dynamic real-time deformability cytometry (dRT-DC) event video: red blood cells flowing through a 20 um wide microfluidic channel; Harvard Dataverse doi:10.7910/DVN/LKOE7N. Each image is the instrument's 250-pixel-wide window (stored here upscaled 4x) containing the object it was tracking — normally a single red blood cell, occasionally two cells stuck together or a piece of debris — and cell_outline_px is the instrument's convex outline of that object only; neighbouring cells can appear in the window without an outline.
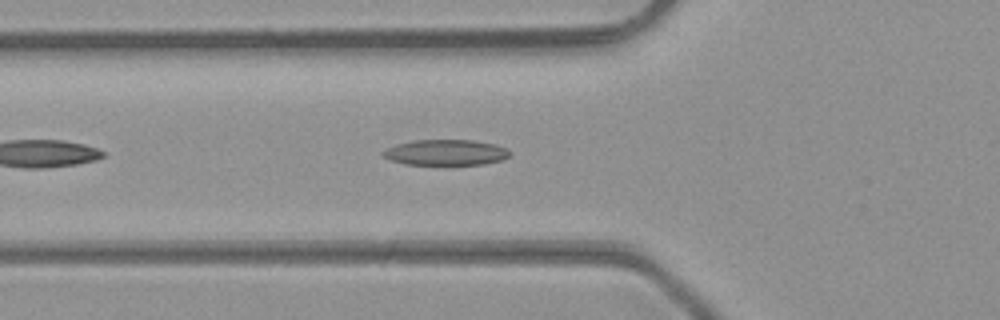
{"species": "common noctule bat (a hibernating species)", "species_latin": "Nyctalus noctula", "temperature_condition": "room temperature", "stored_images_in_passage": 36, "camera_frame_rate_fps": 3000, "um_per_image_px": 0.085, "animal": {"sex": "male", "body_mass_g": 23.1, "forearm_length_mm": 52.7}, "frame": {"image": 1, "passage_image": 5, "time_ms": 1.333, "image_size_px": [1000, 320], "cell_outline_px": [[512, 152], [504, 160], [484, 164], [404, 164], [392, 160], [384, 156], [380, 152], [396, 144], [416, 140], [472, 140], [492, 144], [504, 148]], "centroid_in_image_um": [37.89, 12.96], "position_along_channel_um": 87.9, "area_um2": 18.73}}
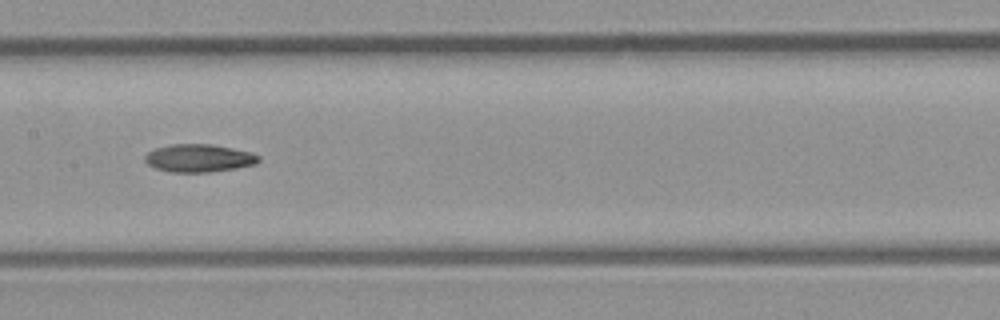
{"frame": {"image": 2, "passage_image": 12, "time_ms": 3.667, "image_size_px": [1000, 320], "cell_outline_px": [[260, 160], [256, 164], [236, 168], [208, 172], [168, 172], [156, 168], [148, 164], [144, 160], [144, 156], [148, 152], [156, 148], [172, 144], [212, 144], [252, 152], [260, 156]], "centroid_in_image_um": [16.92, 13.44], "position_along_channel_um": 190.5, "area_um2": 18.5}}
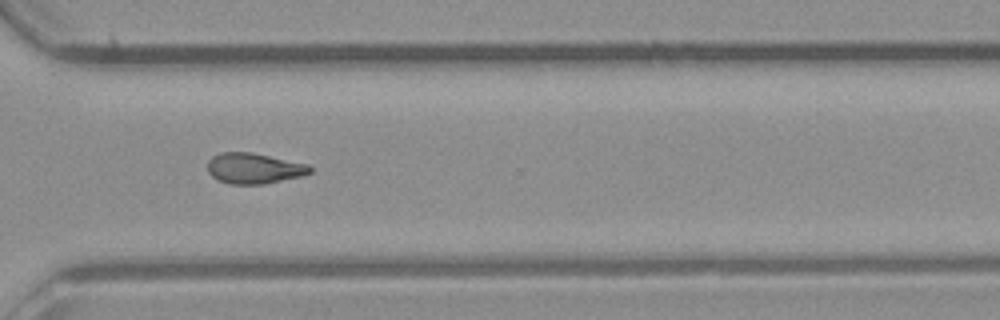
{"frame": {"image": 3, "passage_image": 23, "time_ms": 7.333, "image_size_px": [1000, 320], "cell_outline_px": [[312, 172], [300, 176], [264, 184], [232, 184], [220, 180], [212, 176], [208, 172], [208, 160], [212, 156], [220, 152], [252, 152], [308, 164], [312, 168]], "centroid_in_image_um": [21.58, 14.29], "position_along_channel_um": 349.0, "area_um2": 18.21}}